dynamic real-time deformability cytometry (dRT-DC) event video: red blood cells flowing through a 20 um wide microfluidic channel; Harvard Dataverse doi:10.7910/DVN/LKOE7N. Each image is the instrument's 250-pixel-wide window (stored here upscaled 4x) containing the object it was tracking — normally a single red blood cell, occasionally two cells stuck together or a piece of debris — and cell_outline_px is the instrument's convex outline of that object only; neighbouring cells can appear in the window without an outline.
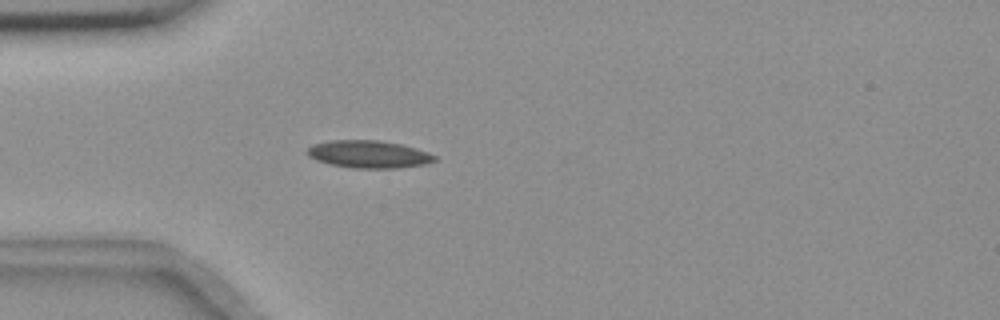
{"species": "common noctule bat (a hibernating species)", "species_latin": "Nyctalus noctula", "temperature_condition": "room temperature", "stored_images_in_passage": 41, "camera_frame_rate_fps": 3000, "um_per_image_px": 0.085, "animal": {"sex": "female", "body_mass_g": 18.4}, "frame": {"image": 1, "passage_image": 1, "time_ms": 0.0, "image_size_px": [1000, 320], "cell_outline_px": [[436, 160], [424, 164], [396, 168], [352, 168], [332, 164], [316, 160], [308, 156], [308, 148], [312, 144], [332, 140], [380, 140], [400, 144], [416, 148], [428, 152], [436, 156]], "centroid_in_image_um": [31.34, 13.1], "position_along_channel_um": 53.7, "area_um2": 20.29}}
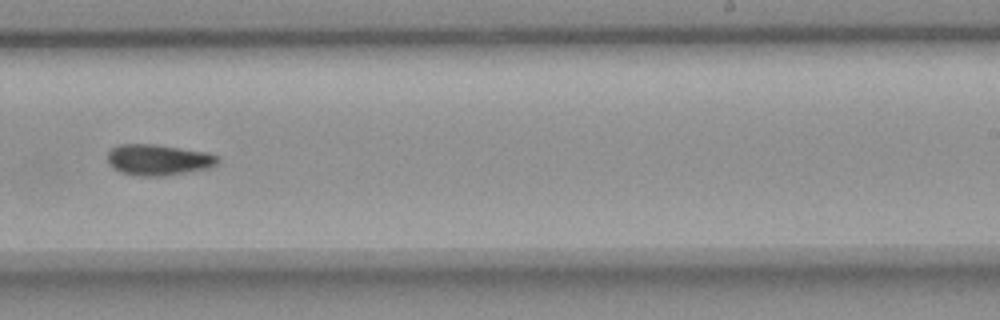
{"frame": {"image": 2, "passage_image": 20, "time_ms": 6.333, "image_size_px": [1000, 320], "cell_outline_px": [[220, 160], [216, 164], [208, 168], [164, 176], [132, 176], [120, 172], [112, 168], [108, 164], [108, 152], [112, 148], [120, 144], [156, 144], [208, 152], [220, 156]], "centroid_in_image_um": [13.45, 13.58], "position_along_channel_um": 275.6, "area_um2": 20.17}}
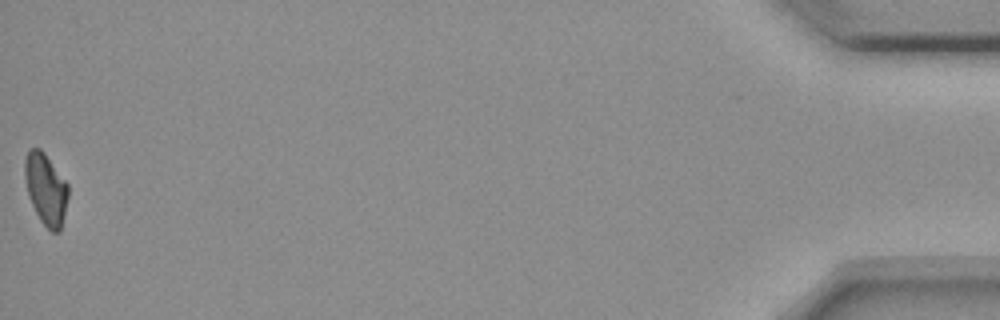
{"frame": {"image": 3, "passage_image": 41, "time_ms": 13.333, "image_size_px": [1000, 320], "cell_outline_px": [[68, 196], [60, 232], [52, 232], [40, 220], [28, 196], [24, 176], [24, 160], [28, 152], [32, 148], [40, 148], [44, 152], [68, 184]], "centroid_in_image_um": [3.89, 16.06], "position_along_channel_um": 431.3, "area_um2": 17.92}, "authors_computed_cell_mechanics": {"area_um2": 19.363, "velocity_mm_per_s": 3.6344, "shape_relaxation_time_tau1_ms": 11.1308, "shape_relaxation_time_tau2_ms": 9.2258, "deformation_change_tau1": 0.1812, "deformation_change_tau2": 0.1341}}